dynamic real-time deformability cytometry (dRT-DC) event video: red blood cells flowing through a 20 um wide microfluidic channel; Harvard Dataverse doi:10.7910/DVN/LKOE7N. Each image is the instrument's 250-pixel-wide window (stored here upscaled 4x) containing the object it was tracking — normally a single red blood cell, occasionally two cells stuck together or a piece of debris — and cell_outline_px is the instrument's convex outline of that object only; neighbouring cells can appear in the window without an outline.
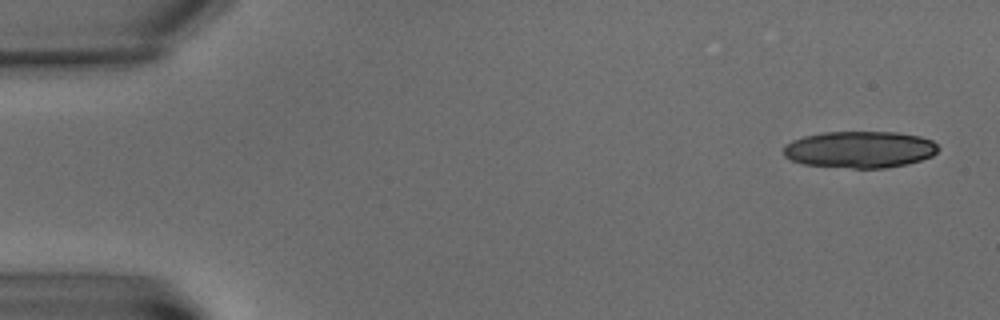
{"species": "common noctule bat (a hibernating species)", "species_latin": "Nyctalus noctula", "temperature_condition": "warm", "stored_images_in_passage": 7, "camera_frame_rate_fps": 3000, "um_per_image_px": 0.085, "animal": {"sex": "male", "body_mass_g": 15.6}, "frame": {"image": 1, "passage_image": 1, "time_ms": 0.0, "image_size_px": [1000, 320], "cell_outline_px": [[940, 148], [932, 156], [908, 164], [884, 168], [852, 168], [804, 164], [792, 160], [784, 156], [784, 144], [792, 140], [804, 136], [824, 132], [896, 132], [920, 136], [932, 140]], "centroid_in_image_um": [73.09, 12.7], "position_along_channel_um": 11.9, "area_um2": 33.18}}
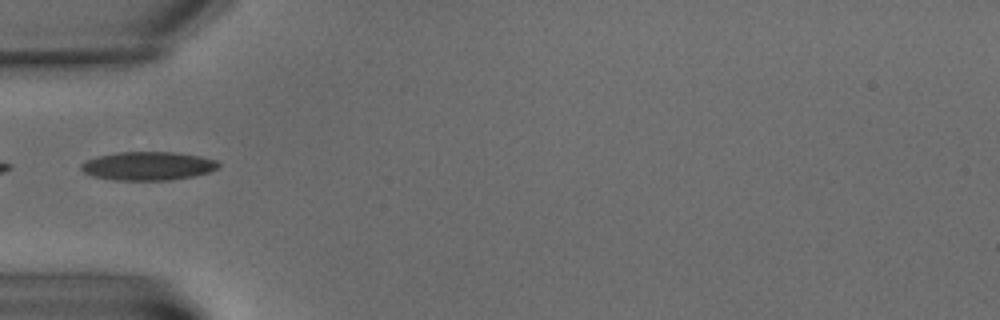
{"frame": {"image": 2, "passage_image": 7, "time_ms": 7.0, "image_size_px": [1000, 320], "cell_outline_px": [[220, 168], [208, 172], [192, 176], [168, 180], [116, 180], [92, 176], [84, 172], [80, 168], [80, 164], [84, 160], [96, 156], [116, 152], [172, 152], [200, 156], [216, 160], [220, 164]], "centroid_in_image_um": [12.54, 14.1], "position_along_channel_um": 72.5, "area_um2": 22.95}}